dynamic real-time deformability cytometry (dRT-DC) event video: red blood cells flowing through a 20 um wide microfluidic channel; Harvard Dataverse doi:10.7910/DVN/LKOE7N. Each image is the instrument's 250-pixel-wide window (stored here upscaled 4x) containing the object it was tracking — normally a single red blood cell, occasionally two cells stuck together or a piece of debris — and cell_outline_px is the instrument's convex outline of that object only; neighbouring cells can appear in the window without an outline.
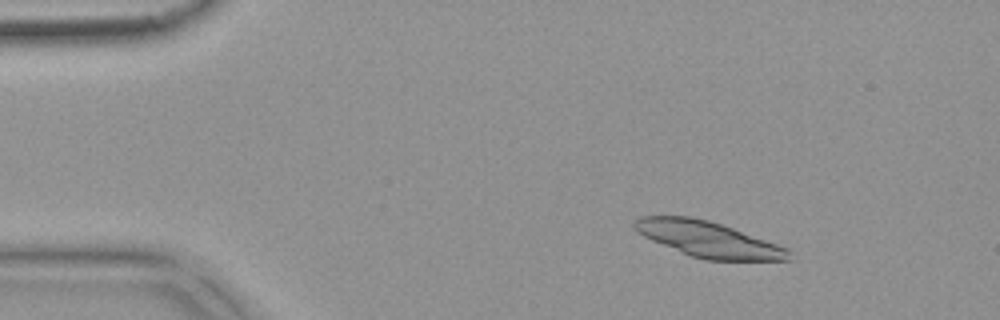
{"species": "common noctule bat (a hibernating species)", "species_latin": "Nyctalus noctula", "temperature_condition": "warm", "stored_images_in_passage": 53, "camera_frame_rate_fps": 3000, "um_per_image_px": 0.085, "animal": {"sex": "female", "body_mass_g": 18.4}, "frame": {"image": 1, "passage_image": 8, "time_ms": 2.333, "image_size_px": [1000, 320], "cell_outline_px": [[792, 260], [704, 260], [692, 256], [652, 240], [636, 232], [632, 228], [632, 224], [640, 216], [688, 216], [708, 220], [732, 228], [788, 248]], "centroid_in_image_um": [60.17, 20.34], "position_along_channel_um": 24.8, "area_um2": 31.67}}
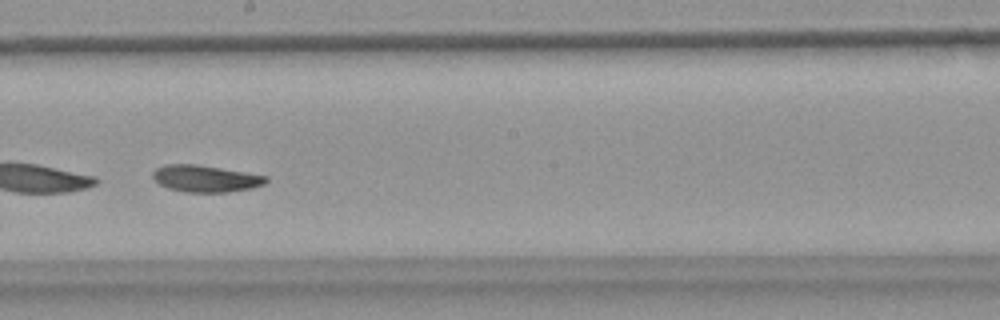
{"frame": {"image": 2, "passage_image": 31, "time_ms": 10.0, "image_size_px": [1000, 320], "cell_outline_px": [[268, 180], [264, 184], [252, 188], [228, 192], [184, 192], [168, 188], [160, 184], [152, 176], [152, 172], [156, 168], [164, 164], [196, 164], [268, 176]], "centroid_in_image_um": [17.46, 15.18], "position_along_channel_um": 230.7, "area_um2": 17.63}, "authors_computed_cell_mechanics": {"area_um2": 19.4208, "velocity_mm_per_s": 3.7259, "shape_relaxation_time_tau1_ms": 5.7156, "shape_relaxation_time_tau2_ms": 6.2111, "deformation_change_tau1": 0.1336, "deformation_change_tau2": 0.1019}}